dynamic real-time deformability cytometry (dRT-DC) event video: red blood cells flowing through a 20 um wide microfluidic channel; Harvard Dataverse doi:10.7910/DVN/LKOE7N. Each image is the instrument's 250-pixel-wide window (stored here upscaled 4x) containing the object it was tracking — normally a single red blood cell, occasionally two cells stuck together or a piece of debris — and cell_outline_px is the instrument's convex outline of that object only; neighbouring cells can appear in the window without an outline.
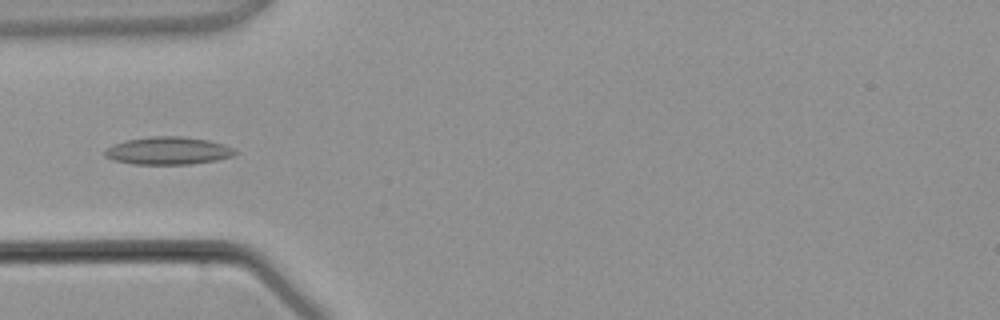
{"species": "common noctule bat (a hibernating species)", "species_latin": "Nyctalus noctula", "temperature_condition": "warm", "stored_images_in_passage": 4, "camera_frame_rate_fps": 3000, "um_per_image_px": 0.085, "animal": {"sex": "male", "body_mass_g": 21.5, "forearm_length_mm": 52.0}, "frame": {"image": 1, "passage_image": 4, "time_ms": 3.667, "image_size_px": [1000, 320], "cell_outline_px": [[240, 152], [232, 156], [216, 160], [192, 164], [132, 164], [112, 160], [104, 156], [104, 152], [112, 144], [124, 140], [152, 136], [180, 136], [208, 140], [224, 144]], "centroid_in_image_um": [14.27, 12.81], "position_along_channel_um": 70.7, "area_um2": 21.15}}